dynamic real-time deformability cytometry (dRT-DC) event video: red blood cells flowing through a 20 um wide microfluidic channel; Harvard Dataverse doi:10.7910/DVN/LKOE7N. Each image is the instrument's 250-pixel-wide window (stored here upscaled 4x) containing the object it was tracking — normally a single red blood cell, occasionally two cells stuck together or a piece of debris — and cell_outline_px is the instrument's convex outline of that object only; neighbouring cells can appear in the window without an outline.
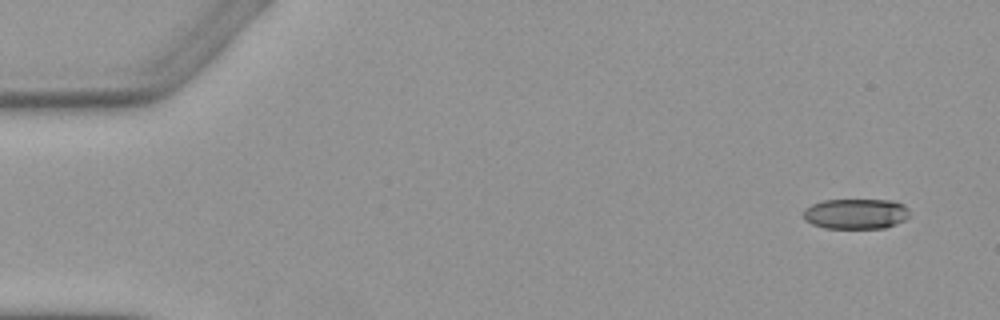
{"species": "Egyptian fruit bat (a non-hibernating species)", "species_latin": "Rousettus aegyptiacus", "temperature_condition": "warm", "stored_images_in_passage": 4, "camera_frame_rate_fps": 3000, "um_per_image_px": 0.085, "animal": {"sex": "female"}, "frame": {"image": 1, "passage_image": 1, "time_ms": 0.0, "image_size_px": [1000, 320], "cell_outline_px": [[908, 216], [904, 220], [896, 224], [884, 228], [824, 228], [812, 224], [804, 220], [804, 208], [812, 204], [824, 200], [892, 200], [904, 204], [908, 208]], "centroid_in_image_um": [72.74, 18.17], "position_along_channel_um": 12.3, "area_um2": 18.84}}
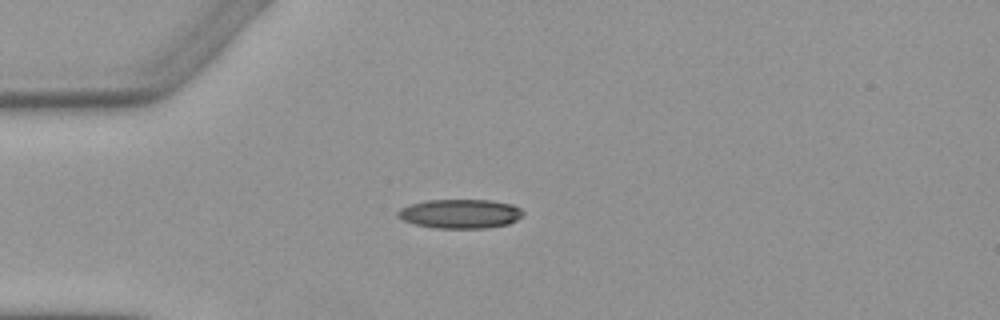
{"frame": {"image": 2, "passage_image": 4, "time_ms": 3.667, "image_size_px": [1000, 320], "cell_outline_px": [[524, 216], [508, 224], [488, 228], [436, 228], [416, 224], [404, 220], [396, 216], [396, 212], [400, 208], [412, 204], [428, 200], [492, 200], [512, 204], [520, 208], [524, 212]], "centroid_in_image_um": [39.15, 18.17], "position_along_channel_um": 45.8, "area_um2": 21.33}}